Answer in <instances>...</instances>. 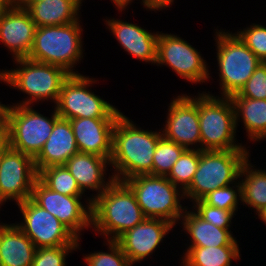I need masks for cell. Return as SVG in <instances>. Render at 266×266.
Masks as SVG:
<instances>
[{
  "mask_svg": "<svg viewBox=\"0 0 266 266\" xmlns=\"http://www.w3.org/2000/svg\"><path fill=\"white\" fill-rule=\"evenodd\" d=\"M162 136L161 129L144 130L122 113L112 133L110 171L114 179L123 182L136 175H153V155Z\"/></svg>",
  "mask_w": 266,
  "mask_h": 266,
  "instance_id": "6da1fadb",
  "label": "cell"
},
{
  "mask_svg": "<svg viewBox=\"0 0 266 266\" xmlns=\"http://www.w3.org/2000/svg\"><path fill=\"white\" fill-rule=\"evenodd\" d=\"M145 218L134 193L121 181L114 180L92 201V230L104 240H116Z\"/></svg>",
  "mask_w": 266,
  "mask_h": 266,
  "instance_id": "7a4b0ae2",
  "label": "cell"
},
{
  "mask_svg": "<svg viewBox=\"0 0 266 266\" xmlns=\"http://www.w3.org/2000/svg\"><path fill=\"white\" fill-rule=\"evenodd\" d=\"M17 68L0 69V82L6 86L25 93L27 97L15 105L33 106L41 101L51 100L56 105L62 84L70 76L65 69L47 63L37 62L28 58L13 60ZM8 84V85H7Z\"/></svg>",
  "mask_w": 266,
  "mask_h": 266,
  "instance_id": "3957f363",
  "label": "cell"
},
{
  "mask_svg": "<svg viewBox=\"0 0 266 266\" xmlns=\"http://www.w3.org/2000/svg\"><path fill=\"white\" fill-rule=\"evenodd\" d=\"M79 19L66 25L37 27L28 59L59 66L70 74L83 58L82 25Z\"/></svg>",
  "mask_w": 266,
  "mask_h": 266,
  "instance_id": "277c9868",
  "label": "cell"
},
{
  "mask_svg": "<svg viewBox=\"0 0 266 266\" xmlns=\"http://www.w3.org/2000/svg\"><path fill=\"white\" fill-rule=\"evenodd\" d=\"M219 96L198 92L201 150H250L235 138L237 127L230 98Z\"/></svg>",
  "mask_w": 266,
  "mask_h": 266,
  "instance_id": "5b68a950",
  "label": "cell"
},
{
  "mask_svg": "<svg viewBox=\"0 0 266 266\" xmlns=\"http://www.w3.org/2000/svg\"><path fill=\"white\" fill-rule=\"evenodd\" d=\"M250 150H199V163L190 186L184 191L190 202L202 200L215 189L236 183Z\"/></svg>",
  "mask_w": 266,
  "mask_h": 266,
  "instance_id": "8992f818",
  "label": "cell"
},
{
  "mask_svg": "<svg viewBox=\"0 0 266 266\" xmlns=\"http://www.w3.org/2000/svg\"><path fill=\"white\" fill-rule=\"evenodd\" d=\"M123 182L134 193L146 218L163 219L174 226L180 225L179 220L188 206L181 204L185 199L184 192L167 177L142 174Z\"/></svg>",
  "mask_w": 266,
  "mask_h": 266,
  "instance_id": "52a82bcc",
  "label": "cell"
},
{
  "mask_svg": "<svg viewBox=\"0 0 266 266\" xmlns=\"http://www.w3.org/2000/svg\"><path fill=\"white\" fill-rule=\"evenodd\" d=\"M221 97L237 94L262 61L229 30L215 29Z\"/></svg>",
  "mask_w": 266,
  "mask_h": 266,
  "instance_id": "ba28073f",
  "label": "cell"
},
{
  "mask_svg": "<svg viewBox=\"0 0 266 266\" xmlns=\"http://www.w3.org/2000/svg\"><path fill=\"white\" fill-rule=\"evenodd\" d=\"M51 117L28 105H9L6 112L5 136L10 148L35 158L60 118L54 107Z\"/></svg>",
  "mask_w": 266,
  "mask_h": 266,
  "instance_id": "9c48e42d",
  "label": "cell"
},
{
  "mask_svg": "<svg viewBox=\"0 0 266 266\" xmlns=\"http://www.w3.org/2000/svg\"><path fill=\"white\" fill-rule=\"evenodd\" d=\"M97 81L83 74H70L62 84L59 99L54 106L59 117L67 120L118 118L122 112L91 91L92 85Z\"/></svg>",
  "mask_w": 266,
  "mask_h": 266,
  "instance_id": "30bf717a",
  "label": "cell"
},
{
  "mask_svg": "<svg viewBox=\"0 0 266 266\" xmlns=\"http://www.w3.org/2000/svg\"><path fill=\"white\" fill-rule=\"evenodd\" d=\"M190 43L175 34L159 33L156 66L166 65L190 83H205L210 77L209 66Z\"/></svg>",
  "mask_w": 266,
  "mask_h": 266,
  "instance_id": "8fae6325",
  "label": "cell"
},
{
  "mask_svg": "<svg viewBox=\"0 0 266 266\" xmlns=\"http://www.w3.org/2000/svg\"><path fill=\"white\" fill-rule=\"evenodd\" d=\"M30 198L62 222L78 239L84 229L92 228V201L89 197L84 203L82 196L55 192L38 178Z\"/></svg>",
  "mask_w": 266,
  "mask_h": 266,
  "instance_id": "7c38bea8",
  "label": "cell"
},
{
  "mask_svg": "<svg viewBox=\"0 0 266 266\" xmlns=\"http://www.w3.org/2000/svg\"><path fill=\"white\" fill-rule=\"evenodd\" d=\"M16 205L22 213L23 220L15 224L31 239L36 248L77 245L78 238L31 198Z\"/></svg>",
  "mask_w": 266,
  "mask_h": 266,
  "instance_id": "4fadbf2b",
  "label": "cell"
},
{
  "mask_svg": "<svg viewBox=\"0 0 266 266\" xmlns=\"http://www.w3.org/2000/svg\"><path fill=\"white\" fill-rule=\"evenodd\" d=\"M168 105L165 127L161 129L163 136L185 149L201 150L198 94H179Z\"/></svg>",
  "mask_w": 266,
  "mask_h": 266,
  "instance_id": "5bb4252c",
  "label": "cell"
},
{
  "mask_svg": "<svg viewBox=\"0 0 266 266\" xmlns=\"http://www.w3.org/2000/svg\"><path fill=\"white\" fill-rule=\"evenodd\" d=\"M38 172L34 158L9 148L0 164V203H21L31 197Z\"/></svg>",
  "mask_w": 266,
  "mask_h": 266,
  "instance_id": "9a60e30c",
  "label": "cell"
},
{
  "mask_svg": "<svg viewBox=\"0 0 266 266\" xmlns=\"http://www.w3.org/2000/svg\"><path fill=\"white\" fill-rule=\"evenodd\" d=\"M173 228L174 225L166 220L145 218L115 241L120 245L129 262L134 265L146 260L149 255L151 257L164 241L163 238H166Z\"/></svg>",
  "mask_w": 266,
  "mask_h": 266,
  "instance_id": "2e32d148",
  "label": "cell"
},
{
  "mask_svg": "<svg viewBox=\"0 0 266 266\" xmlns=\"http://www.w3.org/2000/svg\"><path fill=\"white\" fill-rule=\"evenodd\" d=\"M36 23L26 9L13 3L0 15V42L13 59L27 58L34 42Z\"/></svg>",
  "mask_w": 266,
  "mask_h": 266,
  "instance_id": "e0dca14e",
  "label": "cell"
},
{
  "mask_svg": "<svg viewBox=\"0 0 266 266\" xmlns=\"http://www.w3.org/2000/svg\"><path fill=\"white\" fill-rule=\"evenodd\" d=\"M106 26L122 49L141 62L156 64L158 32H150L131 22L115 18L107 19Z\"/></svg>",
  "mask_w": 266,
  "mask_h": 266,
  "instance_id": "ac0fdd59",
  "label": "cell"
},
{
  "mask_svg": "<svg viewBox=\"0 0 266 266\" xmlns=\"http://www.w3.org/2000/svg\"><path fill=\"white\" fill-rule=\"evenodd\" d=\"M117 118H74L70 124L79 152L110 160L112 133Z\"/></svg>",
  "mask_w": 266,
  "mask_h": 266,
  "instance_id": "d6986e66",
  "label": "cell"
},
{
  "mask_svg": "<svg viewBox=\"0 0 266 266\" xmlns=\"http://www.w3.org/2000/svg\"><path fill=\"white\" fill-rule=\"evenodd\" d=\"M64 166L73 175L84 194L87 192L86 190L96 192V194L90 195L91 201L102 194L115 180L110 173L108 178L106 177V171L111 166L110 160L95 154L78 152Z\"/></svg>",
  "mask_w": 266,
  "mask_h": 266,
  "instance_id": "ffe728a7",
  "label": "cell"
},
{
  "mask_svg": "<svg viewBox=\"0 0 266 266\" xmlns=\"http://www.w3.org/2000/svg\"><path fill=\"white\" fill-rule=\"evenodd\" d=\"M79 150L67 119L59 118L40 153L34 158L37 172L50 166L64 165Z\"/></svg>",
  "mask_w": 266,
  "mask_h": 266,
  "instance_id": "44dd1931",
  "label": "cell"
},
{
  "mask_svg": "<svg viewBox=\"0 0 266 266\" xmlns=\"http://www.w3.org/2000/svg\"><path fill=\"white\" fill-rule=\"evenodd\" d=\"M188 209L189 207L179 220L184 233L190 236V244L187 247L239 246L231 229L218 228Z\"/></svg>",
  "mask_w": 266,
  "mask_h": 266,
  "instance_id": "7402d4cb",
  "label": "cell"
},
{
  "mask_svg": "<svg viewBox=\"0 0 266 266\" xmlns=\"http://www.w3.org/2000/svg\"><path fill=\"white\" fill-rule=\"evenodd\" d=\"M36 249L16 224L0 226V266H31Z\"/></svg>",
  "mask_w": 266,
  "mask_h": 266,
  "instance_id": "603a6c76",
  "label": "cell"
},
{
  "mask_svg": "<svg viewBox=\"0 0 266 266\" xmlns=\"http://www.w3.org/2000/svg\"><path fill=\"white\" fill-rule=\"evenodd\" d=\"M84 0H42L26 10L37 27L66 25L80 19Z\"/></svg>",
  "mask_w": 266,
  "mask_h": 266,
  "instance_id": "cb8c5ba5",
  "label": "cell"
},
{
  "mask_svg": "<svg viewBox=\"0 0 266 266\" xmlns=\"http://www.w3.org/2000/svg\"><path fill=\"white\" fill-rule=\"evenodd\" d=\"M229 98L234 107L236 127L239 126V122H243L247 140L250 139V142H260L264 138L266 140V99Z\"/></svg>",
  "mask_w": 266,
  "mask_h": 266,
  "instance_id": "d4e9b609",
  "label": "cell"
},
{
  "mask_svg": "<svg viewBox=\"0 0 266 266\" xmlns=\"http://www.w3.org/2000/svg\"><path fill=\"white\" fill-rule=\"evenodd\" d=\"M248 158L242 164L239 173L241 184L242 205L251 208L257 213L266 206V170L255 169Z\"/></svg>",
  "mask_w": 266,
  "mask_h": 266,
  "instance_id": "484cf974",
  "label": "cell"
},
{
  "mask_svg": "<svg viewBox=\"0 0 266 266\" xmlns=\"http://www.w3.org/2000/svg\"><path fill=\"white\" fill-rule=\"evenodd\" d=\"M181 266H231L241 259L239 246L187 247Z\"/></svg>",
  "mask_w": 266,
  "mask_h": 266,
  "instance_id": "4316f807",
  "label": "cell"
},
{
  "mask_svg": "<svg viewBox=\"0 0 266 266\" xmlns=\"http://www.w3.org/2000/svg\"><path fill=\"white\" fill-rule=\"evenodd\" d=\"M38 178L51 190L67 196H83L73 175L64 165L50 166L38 173Z\"/></svg>",
  "mask_w": 266,
  "mask_h": 266,
  "instance_id": "83f0119b",
  "label": "cell"
},
{
  "mask_svg": "<svg viewBox=\"0 0 266 266\" xmlns=\"http://www.w3.org/2000/svg\"><path fill=\"white\" fill-rule=\"evenodd\" d=\"M199 163V150L186 149L174 163L167 178L183 192L190 186Z\"/></svg>",
  "mask_w": 266,
  "mask_h": 266,
  "instance_id": "f1b7e54d",
  "label": "cell"
},
{
  "mask_svg": "<svg viewBox=\"0 0 266 266\" xmlns=\"http://www.w3.org/2000/svg\"><path fill=\"white\" fill-rule=\"evenodd\" d=\"M186 149L162 136L153 155V175L167 177Z\"/></svg>",
  "mask_w": 266,
  "mask_h": 266,
  "instance_id": "f546056e",
  "label": "cell"
},
{
  "mask_svg": "<svg viewBox=\"0 0 266 266\" xmlns=\"http://www.w3.org/2000/svg\"><path fill=\"white\" fill-rule=\"evenodd\" d=\"M104 243L108 246L107 252L94 251L83 256L87 266H133L115 240H105Z\"/></svg>",
  "mask_w": 266,
  "mask_h": 266,
  "instance_id": "4dcf8cb0",
  "label": "cell"
},
{
  "mask_svg": "<svg viewBox=\"0 0 266 266\" xmlns=\"http://www.w3.org/2000/svg\"><path fill=\"white\" fill-rule=\"evenodd\" d=\"M234 185V186H233ZM207 205L238 212L239 202H242L241 184L238 182L215 189L202 199Z\"/></svg>",
  "mask_w": 266,
  "mask_h": 266,
  "instance_id": "1f68e13d",
  "label": "cell"
},
{
  "mask_svg": "<svg viewBox=\"0 0 266 266\" xmlns=\"http://www.w3.org/2000/svg\"><path fill=\"white\" fill-rule=\"evenodd\" d=\"M80 240L81 237L77 245L37 248L31 266H67L66 259L69 253L81 248Z\"/></svg>",
  "mask_w": 266,
  "mask_h": 266,
  "instance_id": "d6a6232c",
  "label": "cell"
},
{
  "mask_svg": "<svg viewBox=\"0 0 266 266\" xmlns=\"http://www.w3.org/2000/svg\"><path fill=\"white\" fill-rule=\"evenodd\" d=\"M191 209L204 221L217 226L218 228L230 229L232 218L236 213L232 210L220 209L207 205L203 200L192 202Z\"/></svg>",
  "mask_w": 266,
  "mask_h": 266,
  "instance_id": "836d02e7",
  "label": "cell"
},
{
  "mask_svg": "<svg viewBox=\"0 0 266 266\" xmlns=\"http://www.w3.org/2000/svg\"><path fill=\"white\" fill-rule=\"evenodd\" d=\"M266 25L252 23L235 32L244 44L262 61L266 62Z\"/></svg>",
  "mask_w": 266,
  "mask_h": 266,
  "instance_id": "e575fe53",
  "label": "cell"
},
{
  "mask_svg": "<svg viewBox=\"0 0 266 266\" xmlns=\"http://www.w3.org/2000/svg\"><path fill=\"white\" fill-rule=\"evenodd\" d=\"M230 97L266 99V62L260 63L241 90Z\"/></svg>",
  "mask_w": 266,
  "mask_h": 266,
  "instance_id": "d590c367",
  "label": "cell"
},
{
  "mask_svg": "<svg viewBox=\"0 0 266 266\" xmlns=\"http://www.w3.org/2000/svg\"><path fill=\"white\" fill-rule=\"evenodd\" d=\"M175 0H148V9L150 11H162L166 8H170L174 4Z\"/></svg>",
  "mask_w": 266,
  "mask_h": 266,
  "instance_id": "8d00e7d4",
  "label": "cell"
},
{
  "mask_svg": "<svg viewBox=\"0 0 266 266\" xmlns=\"http://www.w3.org/2000/svg\"><path fill=\"white\" fill-rule=\"evenodd\" d=\"M111 2H113V5L116 6L115 8H117V10L120 13V11L121 12L123 10L125 11L126 8L134 2V0H111ZM140 2L142 3L141 5L144 6L143 9L146 8V10L149 11L148 10V0H142Z\"/></svg>",
  "mask_w": 266,
  "mask_h": 266,
  "instance_id": "74e56055",
  "label": "cell"
},
{
  "mask_svg": "<svg viewBox=\"0 0 266 266\" xmlns=\"http://www.w3.org/2000/svg\"><path fill=\"white\" fill-rule=\"evenodd\" d=\"M42 0H13V4L19 8L27 9L30 5Z\"/></svg>",
  "mask_w": 266,
  "mask_h": 266,
  "instance_id": "f35d334b",
  "label": "cell"
},
{
  "mask_svg": "<svg viewBox=\"0 0 266 266\" xmlns=\"http://www.w3.org/2000/svg\"><path fill=\"white\" fill-rule=\"evenodd\" d=\"M10 148V144L8 141V138L6 136H4L1 140H0V164L2 161V158L5 154V152Z\"/></svg>",
  "mask_w": 266,
  "mask_h": 266,
  "instance_id": "ab89813d",
  "label": "cell"
},
{
  "mask_svg": "<svg viewBox=\"0 0 266 266\" xmlns=\"http://www.w3.org/2000/svg\"><path fill=\"white\" fill-rule=\"evenodd\" d=\"M7 108L8 104L5 105L0 101V125H5Z\"/></svg>",
  "mask_w": 266,
  "mask_h": 266,
  "instance_id": "60d3db41",
  "label": "cell"
},
{
  "mask_svg": "<svg viewBox=\"0 0 266 266\" xmlns=\"http://www.w3.org/2000/svg\"><path fill=\"white\" fill-rule=\"evenodd\" d=\"M13 3V0H0V15Z\"/></svg>",
  "mask_w": 266,
  "mask_h": 266,
  "instance_id": "b9f144b4",
  "label": "cell"
},
{
  "mask_svg": "<svg viewBox=\"0 0 266 266\" xmlns=\"http://www.w3.org/2000/svg\"><path fill=\"white\" fill-rule=\"evenodd\" d=\"M256 215H258V219L262 220V223L266 225V206L259 210Z\"/></svg>",
  "mask_w": 266,
  "mask_h": 266,
  "instance_id": "7bdbcfd3",
  "label": "cell"
},
{
  "mask_svg": "<svg viewBox=\"0 0 266 266\" xmlns=\"http://www.w3.org/2000/svg\"><path fill=\"white\" fill-rule=\"evenodd\" d=\"M5 136V125H0V140Z\"/></svg>",
  "mask_w": 266,
  "mask_h": 266,
  "instance_id": "ee69618b",
  "label": "cell"
},
{
  "mask_svg": "<svg viewBox=\"0 0 266 266\" xmlns=\"http://www.w3.org/2000/svg\"><path fill=\"white\" fill-rule=\"evenodd\" d=\"M1 206H2V204L0 203V210H1ZM2 224H3V223L1 222V223H0V226H1Z\"/></svg>",
  "mask_w": 266,
  "mask_h": 266,
  "instance_id": "f6af8a7d",
  "label": "cell"
}]
</instances>
